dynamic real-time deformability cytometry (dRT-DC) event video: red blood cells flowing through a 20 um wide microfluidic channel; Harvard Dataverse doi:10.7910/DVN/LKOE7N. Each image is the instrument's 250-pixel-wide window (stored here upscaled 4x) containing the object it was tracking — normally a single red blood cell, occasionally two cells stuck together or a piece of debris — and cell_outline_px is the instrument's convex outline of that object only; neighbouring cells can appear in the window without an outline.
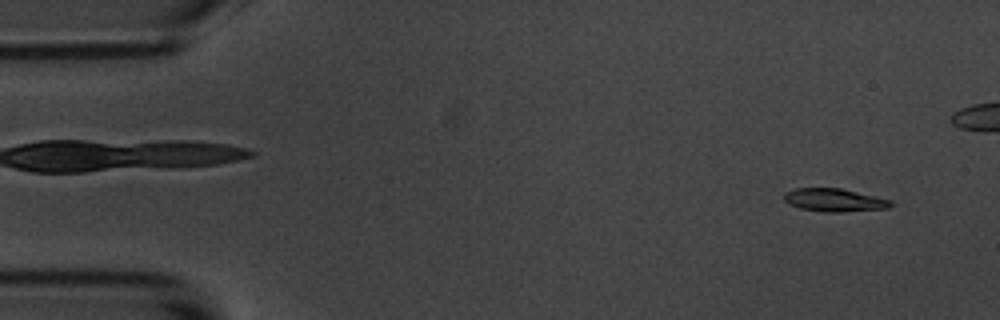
{"species": "common noctule bat (a hibernating species)", "species_latin": "Nyctalus noctula", "temperature_condition": "room temperature", "stored_images_in_passage": 8, "camera_frame_rate_fps": 3000, "um_per_image_px": 0.085, "animal": {"sex": "male", "body_mass_g": 20.1, "forearm_length_mm": 53.5}, "frame": {"image": 1, "passage_image": 1, "time_ms": 0.0, "image_size_px": [1000, 320], "cell_outline_px": [[892, 204], [888, 208], [840, 212], [824, 212], [800, 208], [788, 204], [784, 200], [784, 192], [792, 188], [840, 188], [892, 200]], "centroid_in_image_um": [70.87, 17.0], "position_along_channel_um": 14.1, "area_um2": 14.33}}
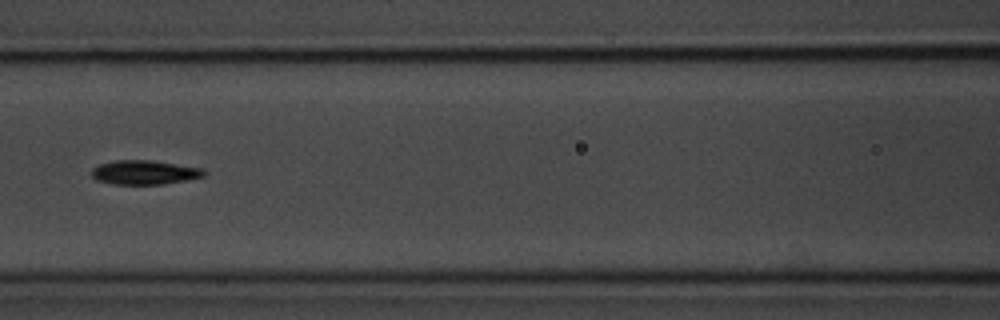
{"frame": {"image": 2, "passage_image": 7, "time_ms": 7.0, "image_size_px": [1000, 320], "cell_outline_px": [[208, 172], [204, 176], [184, 180], [160, 184], [116, 184], [96, 180], [92, 176], [92, 168], [100, 164], [112, 160], [152, 160], [204, 168]], "centroid_in_image_um": [12.29, 14.64], "position_along_channel_um": 154.3, "area_um2": 15.84}}
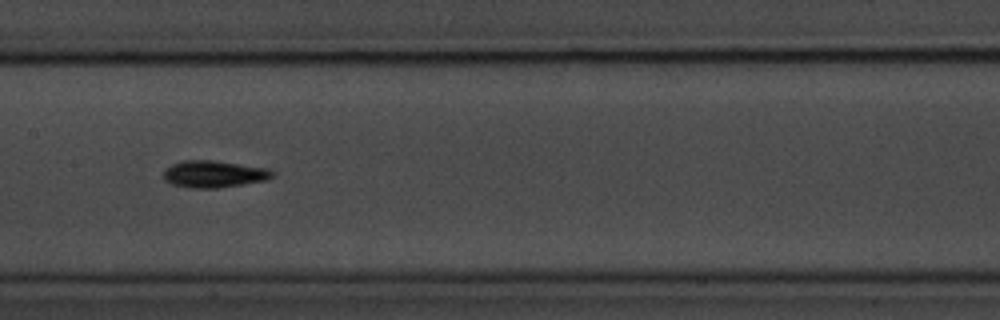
{"frame": {"image": 3, "passage_image": 8, "time_ms": 8.0, "image_size_px": [1000, 320], "cell_outline_px": [[272, 176], [268, 180], [216, 188], [192, 188], [172, 184], [164, 180], [164, 168], [180, 160], [212, 160], [268, 168], [272, 172]], "centroid_in_image_um": [18.14, 14.79], "position_along_channel_um": 189.3, "area_um2": 17.05}}